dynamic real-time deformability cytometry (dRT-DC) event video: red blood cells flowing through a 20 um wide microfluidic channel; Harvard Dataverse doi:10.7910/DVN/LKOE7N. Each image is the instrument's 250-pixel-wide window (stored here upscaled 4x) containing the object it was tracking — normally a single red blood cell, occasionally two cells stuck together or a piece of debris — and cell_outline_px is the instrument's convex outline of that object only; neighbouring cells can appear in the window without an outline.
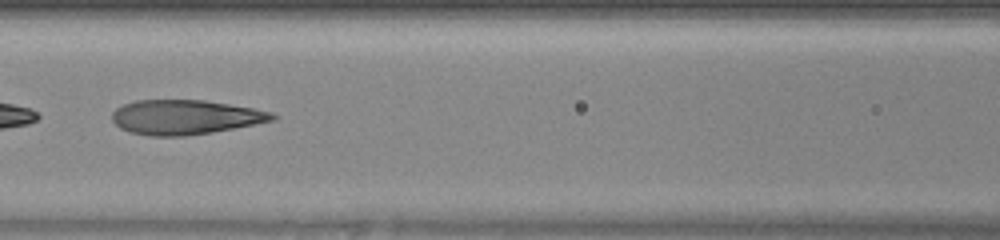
{"species": "human", "species_latin": "Homo sapiens", "temperature_condition": "warm", "stored_images_in_passage": 49, "segment_of_instrument_passage": [2, 2], "camera_frame_rate_fps": 3000, "um_per_image_px": 0.085, "donor": {"sex": "female"}, "frame": {"image": 1, "passage_image": 24, "time_ms": 7.667, "image_size_px": [1000, 240], "cell_outline_px": [[276, 120], [212, 132], [184, 136], [152, 136], [132, 132], [120, 128], [112, 120], [112, 112], [116, 108], [124, 104], [136, 100], [204, 100], [252, 108], [272, 112], [276, 116]], "centroid_in_image_um": [15.73, 9.95], "position_along_channel_um": 150.9, "area_um2": 32.08}}
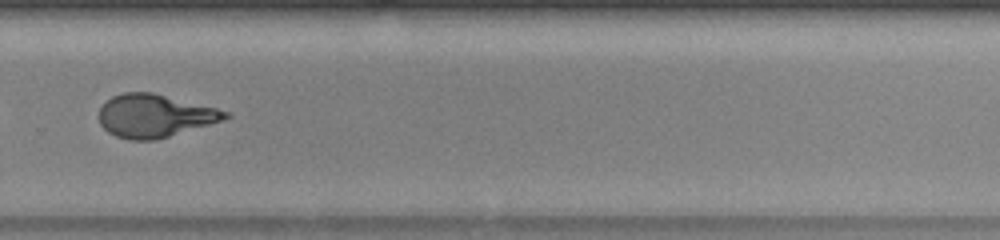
{"frame": {"image": 2, "passage_image": 36, "time_ms": 11.667, "image_size_px": [1000, 240], "cell_outline_px": [[232, 116], [224, 120], [156, 140], [132, 140], [116, 136], [108, 132], [100, 124], [100, 108], [112, 96], [124, 92], [152, 92], [232, 112]], "centroid_in_image_um": [13.18, 9.84], "position_along_channel_um": 316.6, "area_um2": 31.5}}